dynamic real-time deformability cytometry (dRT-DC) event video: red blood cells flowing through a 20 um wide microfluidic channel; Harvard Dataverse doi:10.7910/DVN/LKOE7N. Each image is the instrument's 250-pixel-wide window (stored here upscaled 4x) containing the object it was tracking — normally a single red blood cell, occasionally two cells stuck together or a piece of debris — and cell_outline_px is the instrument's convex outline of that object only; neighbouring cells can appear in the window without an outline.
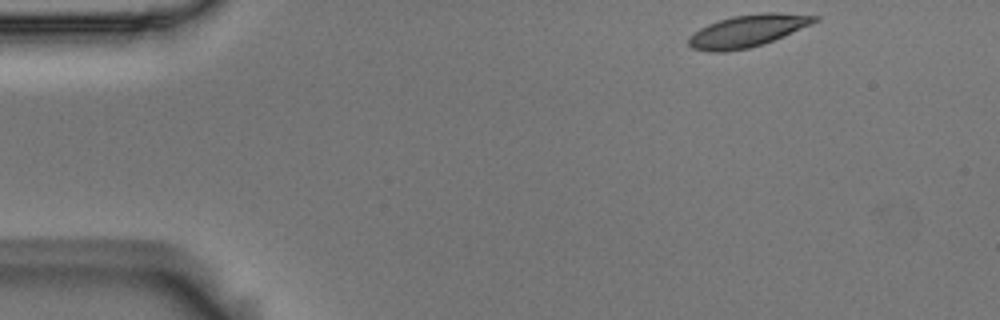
{"species": "Egyptian fruit bat (a non-hibernating species)", "species_latin": "Rousettus aegyptiacus", "temperature_condition": "room temperature", "stored_images_in_passage": 9, "camera_frame_rate_fps": 3000, "um_per_image_px": 0.085, "animal": {"sex": "male"}, "frame": {"image": 1, "passage_image": 1, "time_ms": 0.0, "image_size_px": [1000, 320], "cell_outline_px": [[820, 20], [764, 44], [748, 48], [728, 52], [708, 52], [692, 48], [688, 44], [688, 36], [700, 28], [708, 24], [732, 16], [760, 12], [780, 12], [820, 16]], "centroid_in_image_um": [63.53, 2.62], "position_along_channel_um": 21.5, "area_um2": 23.76}}
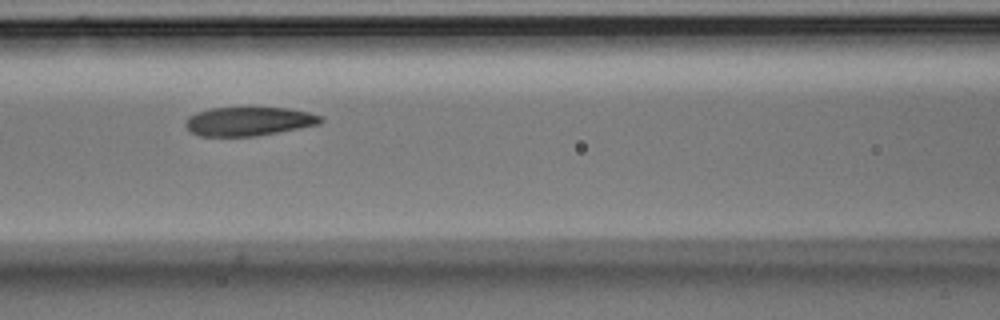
{"frame": {"image": 2, "passage_image": 6, "time_ms": 1.667, "image_size_px": [1000, 320], "cell_outline_px": [[324, 120], [320, 124], [256, 136], [200, 136], [192, 132], [184, 124], [188, 116], [196, 112], [212, 108], [288, 108], [308, 112], [320, 116]], "centroid_in_image_um": [21.13, 10.31], "position_along_channel_um": 145.5, "area_um2": 22.54}}
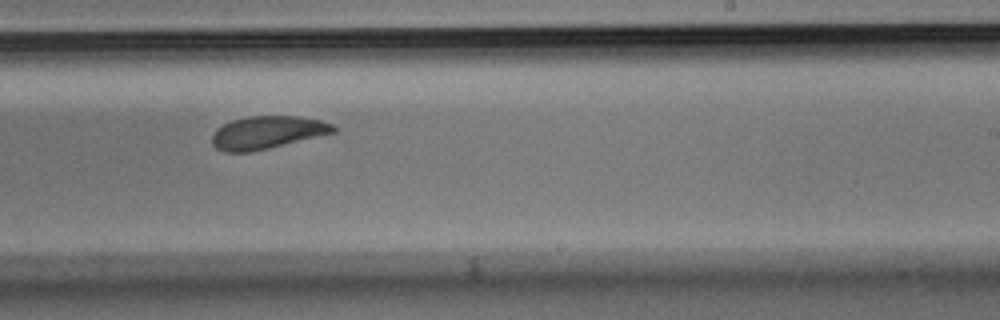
{"frame": {"image": 3, "passage_image": 9, "time_ms": 2.667, "image_size_px": [1000, 320], "cell_outline_px": [[336, 132], [268, 148], [248, 152], [224, 152], [216, 148], [212, 144], [212, 136], [216, 128], [232, 120], [248, 116], [300, 116], [320, 120], [332, 124], [336, 128]], "centroid_in_image_um": [22.69, 11.25], "position_along_channel_um": 266.3, "area_um2": 23.06}}